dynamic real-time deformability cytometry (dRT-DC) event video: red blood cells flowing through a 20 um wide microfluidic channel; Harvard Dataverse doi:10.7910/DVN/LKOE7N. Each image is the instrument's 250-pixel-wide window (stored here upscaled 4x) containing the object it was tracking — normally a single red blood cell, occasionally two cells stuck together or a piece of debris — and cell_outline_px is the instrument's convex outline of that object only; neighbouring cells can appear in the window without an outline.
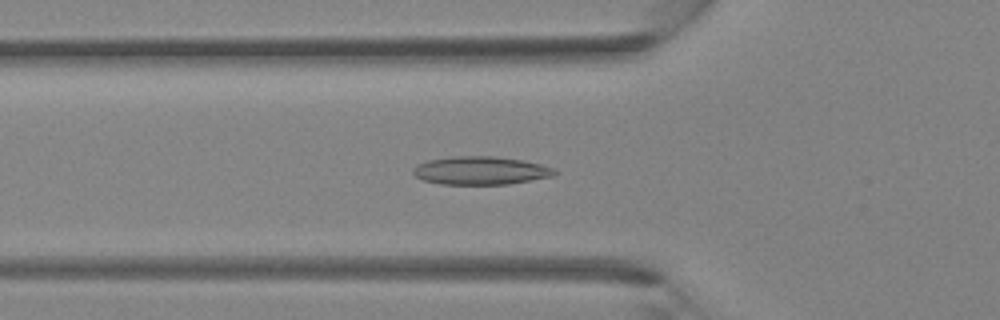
{"species": "Egyptian fruit bat (a non-hibernating species)", "species_latin": "Rousettus aegyptiacus", "temperature_condition": "room temperature", "stored_images_in_passage": 40, "camera_frame_rate_fps": 3000, "um_per_image_px": 0.085, "animal": {"sex": "female"}, "frame": {"image": 1, "passage_image": 14, "time_ms": 4.333, "image_size_px": [1000, 320], "cell_outline_px": [[560, 172], [556, 176], [508, 184], [440, 184], [424, 180], [416, 176], [412, 172], [412, 168], [416, 164], [428, 160], [452, 156], [492, 156], [524, 160], [556, 168]], "centroid_in_image_um": [40.9, 14.49], "position_along_channel_um": 84.9, "area_um2": 23.52}}
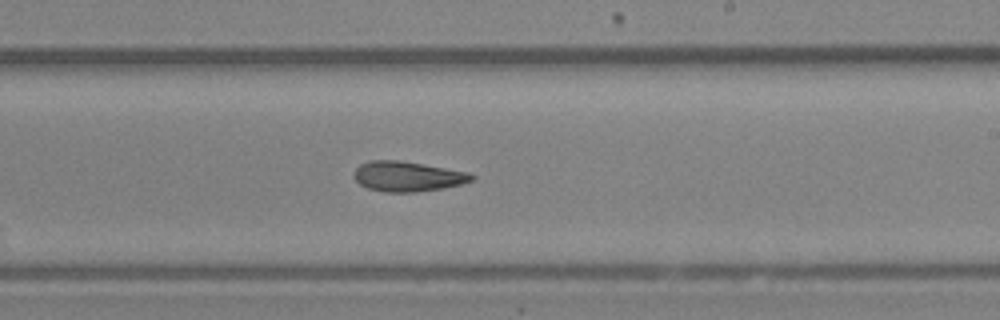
{"frame": {"image": 2, "passage_image": 24, "time_ms": 7.667, "image_size_px": [1000, 320], "cell_outline_px": [[476, 176], [472, 180], [460, 184], [440, 188], [416, 192], [388, 192], [368, 188], [360, 184], [352, 176], [352, 172], [360, 164], [368, 160], [400, 160], [468, 172]], "centroid_in_image_um": [34.59, 14.98], "position_along_channel_um": 254.4, "area_um2": 20.52}}
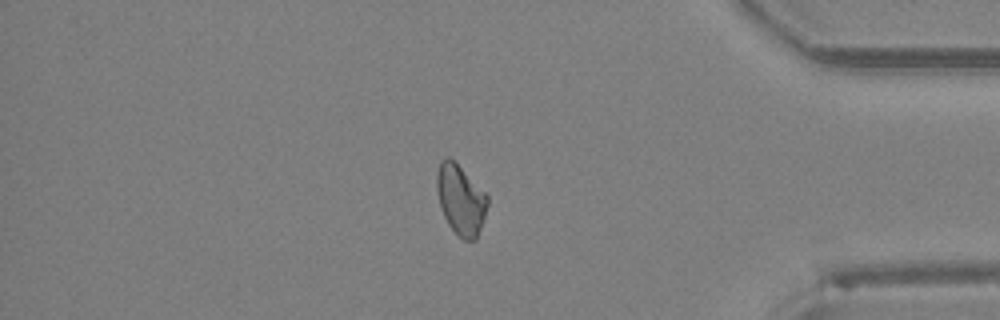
{"frame": {"image": 3, "passage_image": 34, "time_ms": 11.0, "image_size_px": [1000, 320], "cell_outline_px": [[488, 204], [476, 240], [464, 240], [456, 236], [448, 224], [440, 208], [436, 188], [436, 172], [440, 160], [448, 156], [488, 196]], "centroid_in_image_um": [39.12, 17.01], "position_along_channel_um": 396.1, "area_um2": 20.52}}